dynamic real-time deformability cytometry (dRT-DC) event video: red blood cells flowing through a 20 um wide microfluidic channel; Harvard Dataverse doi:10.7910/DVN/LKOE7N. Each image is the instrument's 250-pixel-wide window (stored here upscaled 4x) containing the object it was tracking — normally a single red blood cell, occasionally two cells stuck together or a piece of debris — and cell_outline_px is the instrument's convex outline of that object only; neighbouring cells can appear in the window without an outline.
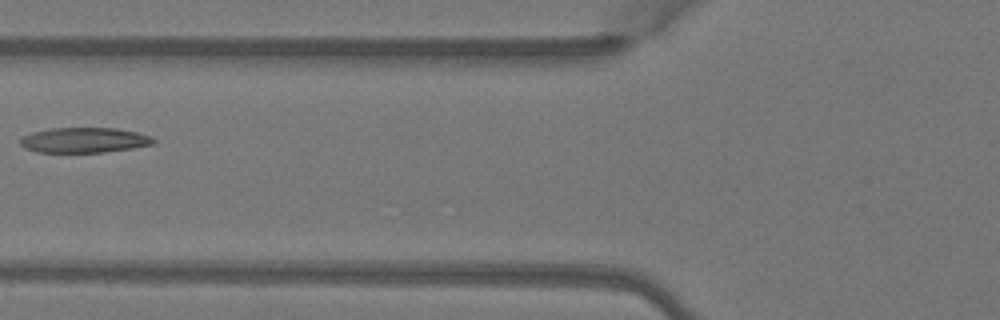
{"species": "Egyptian fruit bat (a non-hibernating species)", "species_latin": "Rousettus aegyptiacus", "temperature_condition": "warm", "stored_images_in_passage": 2, "camera_frame_rate_fps": 3000, "um_per_image_px": 0.085, "animal": {"sex": "female"}, "frame": {"image": 1, "passage_image": 2, "time_ms": 0.333, "image_size_px": [1000, 320], "cell_outline_px": [[156, 140], [152, 144], [132, 148], [104, 152], [36, 152], [24, 148], [20, 144], [20, 136], [32, 132], [52, 128], [116, 128], [136, 132], [152, 136]], "centroid_in_image_um": [7.12, 11.91], "position_along_channel_um": 118.7, "area_um2": 19.59}}